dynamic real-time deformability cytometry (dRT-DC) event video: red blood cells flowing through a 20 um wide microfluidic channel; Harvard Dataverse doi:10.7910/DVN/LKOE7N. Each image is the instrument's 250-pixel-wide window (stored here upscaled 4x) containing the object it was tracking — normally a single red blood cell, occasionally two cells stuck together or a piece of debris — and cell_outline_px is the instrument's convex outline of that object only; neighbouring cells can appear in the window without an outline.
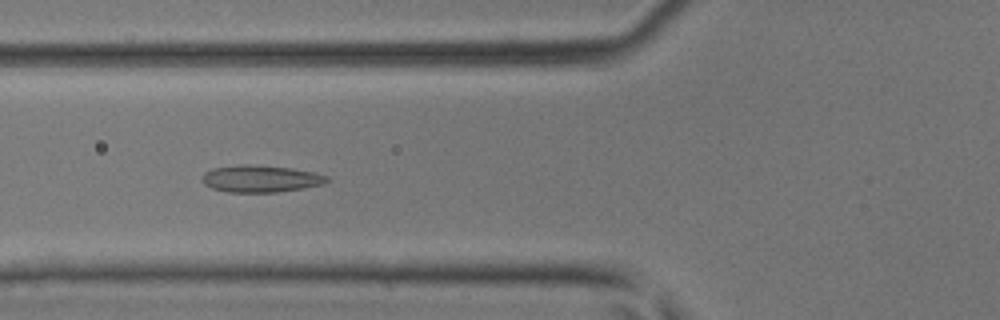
{"species": "common noctule bat (a hibernating species)", "species_latin": "Nyctalus noctula", "temperature_condition": "room temperature", "stored_images_in_passage": 13, "camera_frame_rate_fps": 3000, "um_per_image_px": 0.085, "animal": {"sex": "male", "body_mass_g": 17.9, "forearm_length_mm": 54.2}, "frame": {"image": 1, "passage_image": 3, "time_ms": 0.667, "image_size_px": [1000, 320], "cell_outline_px": [[332, 180], [324, 184], [304, 188], [276, 192], [228, 192], [212, 188], [204, 184], [200, 180], [200, 176], [204, 172], [212, 168], [240, 164], [248, 164], [292, 168], [316, 172], [328, 176]], "centroid_in_image_um": [22.16, 15.18], "position_along_channel_um": 103.6, "area_um2": 20.0}}
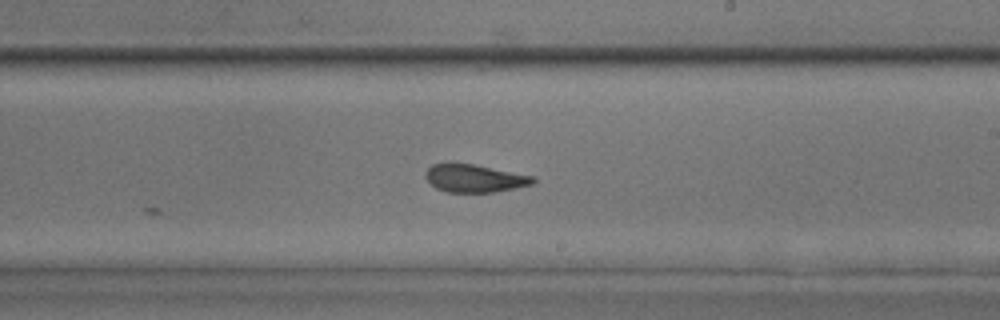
{"frame": {"image": 2, "passage_image": 13, "time_ms": 4.0, "image_size_px": [1000, 320], "cell_outline_px": [[536, 180], [532, 184], [516, 188], [496, 192], [448, 192], [436, 188], [424, 176], [424, 172], [432, 164], [448, 160], [472, 164], [536, 176]], "centroid_in_image_um": [40.3, 15.12], "position_along_channel_um": 248.7, "area_um2": 17.92}}